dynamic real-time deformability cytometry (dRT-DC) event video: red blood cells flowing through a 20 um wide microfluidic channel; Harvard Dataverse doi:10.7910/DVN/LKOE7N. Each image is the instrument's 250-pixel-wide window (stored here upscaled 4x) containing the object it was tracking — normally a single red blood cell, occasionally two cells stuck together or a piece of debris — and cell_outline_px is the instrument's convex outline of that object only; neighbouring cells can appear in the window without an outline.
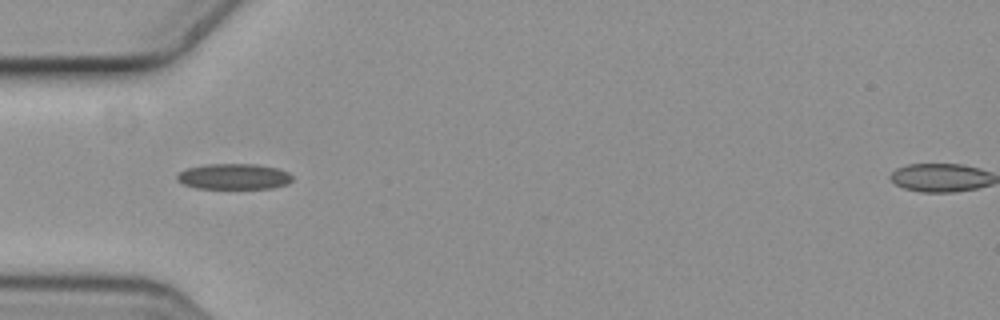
{"species": "common noctule bat (a hibernating species)", "species_latin": "Nyctalus noctula", "temperature_condition": "cold", "stored_images_in_passage": 6, "segment_of_instrument_passage": [2, 2], "camera_frame_rate_fps": 3000, "um_per_image_px": 0.085, "animal": {"sex": "female", "body_mass_g": 19.3, "forearm_length_mm": 54.1}, "frame": {"image": 1, "passage_image": 6, "time_ms": 1.667, "image_size_px": [1000, 320], "cell_outline_px": [[292, 180], [288, 184], [272, 188], [196, 188], [184, 184], [176, 180], [176, 176], [180, 172], [188, 168], [208, 164], [256, 164], [276, 168], [288, 172], [292, 176]], "centroid_in_image_um": [19.89, 15.0], "position_along_channel_um": 65.1, "area_um2": 17.17}}